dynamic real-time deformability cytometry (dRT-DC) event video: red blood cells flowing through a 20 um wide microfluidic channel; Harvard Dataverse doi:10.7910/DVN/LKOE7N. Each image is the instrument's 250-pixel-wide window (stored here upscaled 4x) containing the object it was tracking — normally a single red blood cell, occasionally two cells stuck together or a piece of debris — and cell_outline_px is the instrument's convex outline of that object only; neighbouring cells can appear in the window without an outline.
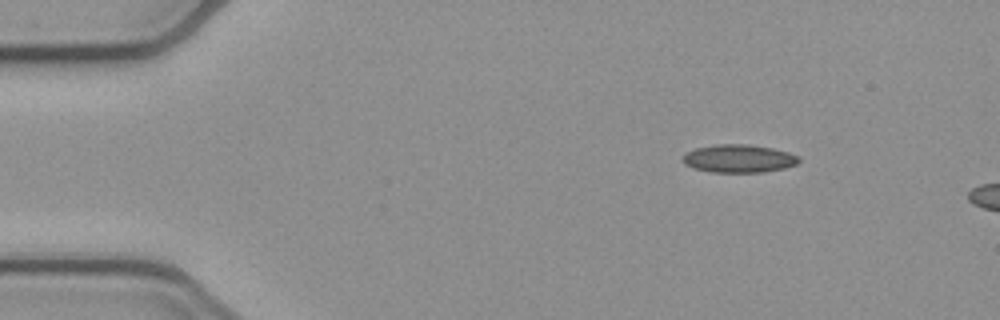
{"species": "common noctule bat (a hibernating species)", "species_latin": "Nyctalus noctula", "temperature_condition": "cold", "stored_images_in_passage": 6, "camera_frame_rate_fps": 3000, "um_per_image_px": 0.085, "animal": {"sex": "female", "body_mass_g": 21.9}, "frame": {"image": 1, "passage_image": 1, "time_ms": 0.0, "image_size_px": [1000, 320], "cell_outline_px": [[800, 160], [796, 164], [784, 168], [764, 172], [712, 172], [692, 168], [684, 164], [680, 160], [684, 152], [696, 148], [716, 144], [748, 144], [772, 148], [788, 152], [800, 156]], "centroid_in_image_um": [62.75, 13.47], "position_along_channel_um": 22.2, "area_um2": 19.19}}